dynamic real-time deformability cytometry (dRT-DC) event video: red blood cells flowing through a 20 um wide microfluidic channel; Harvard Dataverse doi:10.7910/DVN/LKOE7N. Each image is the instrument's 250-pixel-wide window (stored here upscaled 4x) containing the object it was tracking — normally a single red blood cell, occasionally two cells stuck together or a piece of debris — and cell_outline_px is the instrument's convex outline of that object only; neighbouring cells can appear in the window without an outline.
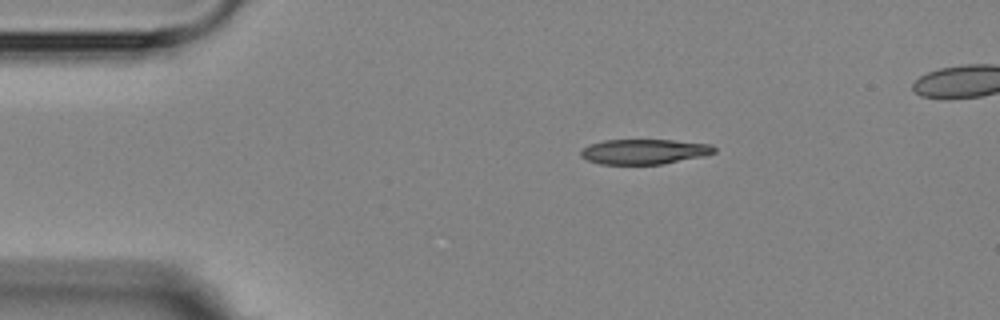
{"species": "Egyptian fruit bat (a non-hibernating species)", "species_latin": "Rousettus aegyptiacus", "temperature_condition": "room temperature", "stored_images_in_passage": 7, "camera_frame_rate_fps": 3000, "um_per_image_px": 0.085, "animal": {"sex": "female"}, "frame": {"image": 1, "passage_image": 1, "time_ms": 0.0, "image_size_px": [1000, 320], "cell_outline_px": [[716, 152], [704, 156], [664, 164], [600, 164], [588, 160], [580, 156], [580, 152], [588, 144], [604, 140], [672, 140], [712, 144], [716, 148]], "centroid_in_image_um": [54.78, 12.89], "position_along_channel_um": 30.2, "area_um2": 19.59}}
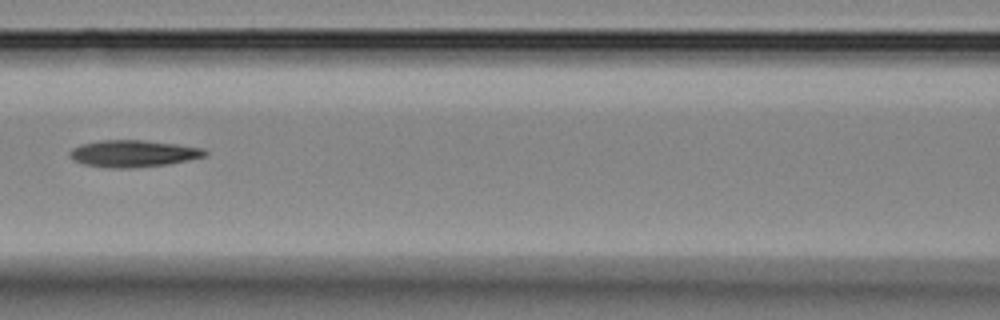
{"frame": {"image": 2, "passage_image": 5, "time_ms": 4.667, "image_size_px": [1000, 320], "cell_outline_px": [[208, 152], [204, 156], [188, 160], [168, 164], [132, 168], [108, 168], [84, 164], [72, 160], [68, 156], [68, 152], [72, 148], [80, 144], [100, 140], [140, 140], [176, 144], [204, 148]], "centroid_in_image_um": [11.27, 13.05], "position_along_channel_um": 155.3, "area_um2": 21.27}}
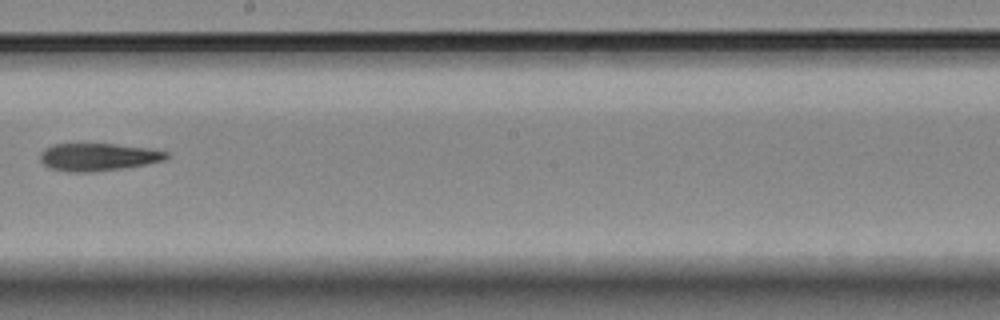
{"frame": {"image": 3, "passage_image": 7, "time_ms": 7.0, "image_size_px": [1000, 320], "cell_outline_px": [[168, 156], [164, 160], [148, 164], [124, 168], [96, 172], [68, 172], [48, 168], [40, 160], [40, 152], [44, 148], [52, 144], [112, 144], [148, 148], [168, 152]], "centroid_in_image_um": [8.3, 13.35], "position_along_channel_um": 239.9, "area_um2": 20.46}}